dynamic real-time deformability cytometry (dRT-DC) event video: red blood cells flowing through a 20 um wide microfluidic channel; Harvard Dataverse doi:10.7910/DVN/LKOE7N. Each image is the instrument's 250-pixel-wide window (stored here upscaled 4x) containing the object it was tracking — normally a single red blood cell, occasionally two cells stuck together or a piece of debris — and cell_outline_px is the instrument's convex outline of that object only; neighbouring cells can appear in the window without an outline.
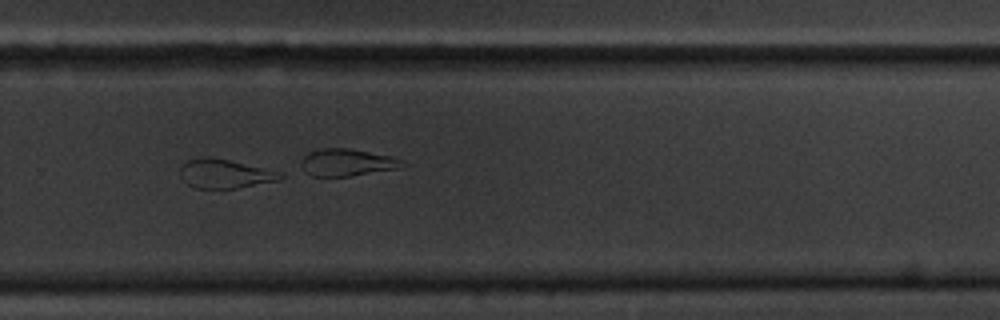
{"species": "common noctule bat (a hibernating species)", "species_latin": "Nyctalus noctula", "temperature_condition": "cold", "stored_images_in_passage": 52, "camera_frame_rate_fps": 3000, "um_per_image_px": 0.085, "animal": {"sex": "male", "body_mass_g": 20.1, "forearm_length_mm": 53.5}, "frame": {"image": 1, "passage_image": 33, "time_ms": 10.667, "image_size_px": [1000, 320], "cell_outline_px": [[284, 176], [280, 180], [236, 188], [196, 188], [188, 184], [180, 176], [180, 168], [188, 160], [204, 156], [208, 156], [228, 160], [280, 172]], "centroid_in_image_um": [19.09, 14.77], "position_along_channel_um": 310.7, "area_um2": 16.65}}
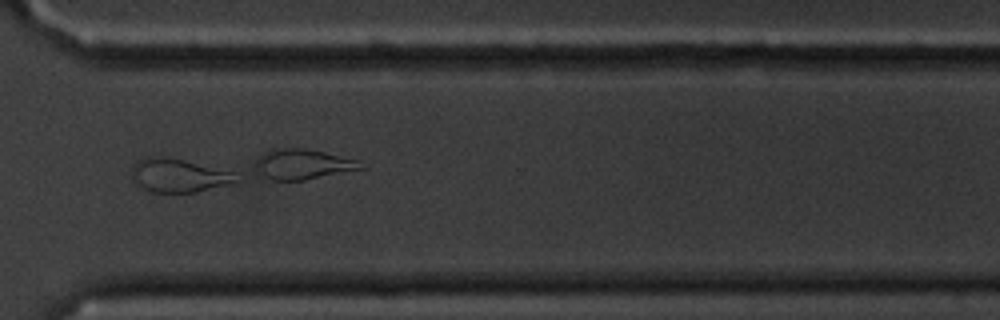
{"frame": {"image": 2, "passage_image": 37, "time_ms": 12.0, "image_size_px": [1000, 320], "cell_outline_px": [[240, 180], [228, 184], [196, 192], [152, 192], [144, 188], [132, 180], [132, 168], [136, 160], [144, 156], [164, 156], [232, 172]], "centroid_in_image_um": [15.11, 14.91], "position_along_channel_um": 355.5, "area_um2": 20.06}}